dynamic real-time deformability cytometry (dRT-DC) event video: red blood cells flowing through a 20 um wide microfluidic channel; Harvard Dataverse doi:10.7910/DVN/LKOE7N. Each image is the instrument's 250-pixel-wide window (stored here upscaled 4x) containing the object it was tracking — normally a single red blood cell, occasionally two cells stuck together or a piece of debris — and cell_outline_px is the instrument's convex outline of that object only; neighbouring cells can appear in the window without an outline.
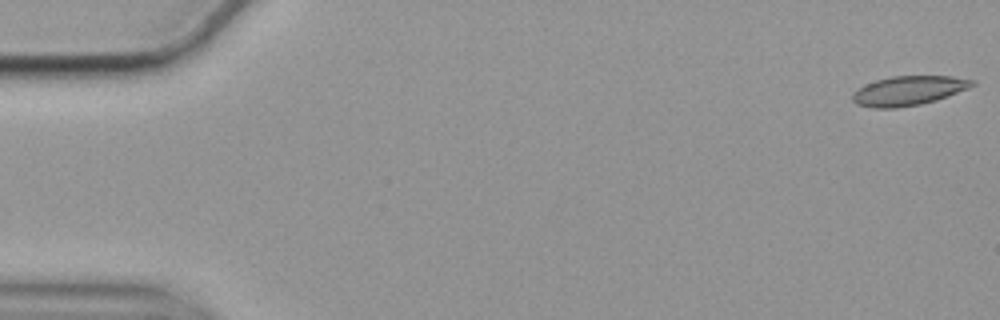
{"species": "common noctule bat (a hibernating species)", "species_latin": "Nyctalus noctula", "temperature_condition": "cold", "stored_images_in_passage": 54, "camera_frame_rate_fps": 3000, "um_per_image_px": 0.085, "animal": {"sex": "female", "body_mass_g": 19.9}, "frame": {"image": 1, "passage_image": 1, "time_ms": 0.0, "image_size_px": [1000, 320], "cell_outline_px": [[976, 84], [968, 88], [948, 96], [936, 100], [920, 104], [896, 108], [872, 108], [856, 104], [852, 100], [852, 92], [856, 88], [876, 80], [892, 76], [952, 76], [976, 80]], "centroid_in_image_um": [77.2, 7.7], "position_along_channel_um": 7.8, "area_um2": 20.63}}
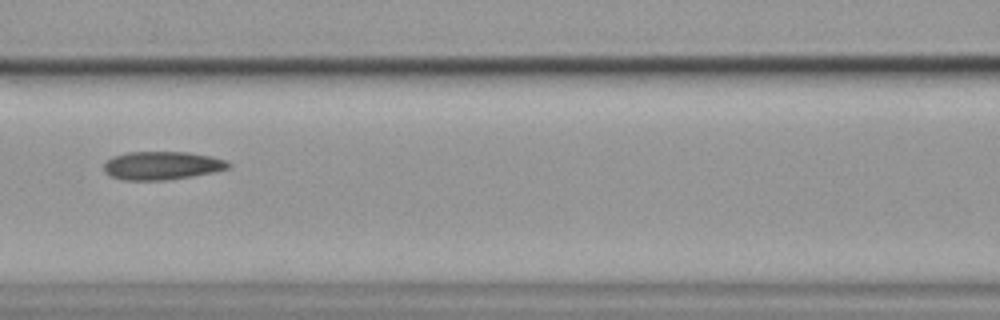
{"frame": {"image": 2, "passage_image": 25, "time_ms": 8.0, "image_size_px": [1000, 320], "cell_outline_px": [[232, 164], [228, 168], [212, 172], [192, 176], [164, 180], [124, 180], [112, 176], [104, 172], [104, 164], [112, 156], [128, 152], [188, 152], [212, 156], [228, 160]], "centroid_in_image_um": [13.78, 14.06], "position_along_channel_um": 152.8, "area_um2": 20.52}}
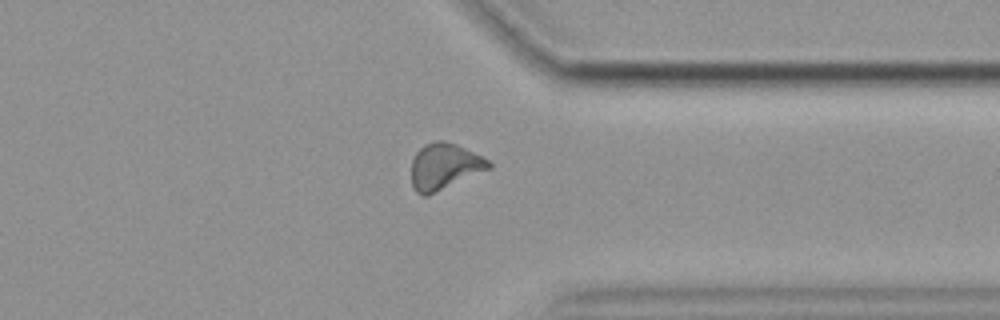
{"frame": {"image": 3, "passage_image": 44, "time_ms": 14.333, "image_size_px": [1000, 320], "cell_outline_px": [[492, 168], [428, 196], [424, 196], [416, 192], [412, 184], [412, 160], [416, 152], [424, 144], [436, 140], [444, 140], [456, 144], [488, 160], [492, 164]], "centroid_in_image_um": [37.77, 14.16], "position_along_channel_um": 373.6, "area_um2": 20.87}, "authors_computed_cell_mechanics": {"area_um2": 20.5479, "velocity_mm_per_s": 3.5367, "shape_relaxation_time_tau1_ms": 6.2558, "shape_relaxation_time_tau2_ms": 6.8929, "deformation_change_tau1": 0.141, "deformation_change_tau2": 0.1539}}